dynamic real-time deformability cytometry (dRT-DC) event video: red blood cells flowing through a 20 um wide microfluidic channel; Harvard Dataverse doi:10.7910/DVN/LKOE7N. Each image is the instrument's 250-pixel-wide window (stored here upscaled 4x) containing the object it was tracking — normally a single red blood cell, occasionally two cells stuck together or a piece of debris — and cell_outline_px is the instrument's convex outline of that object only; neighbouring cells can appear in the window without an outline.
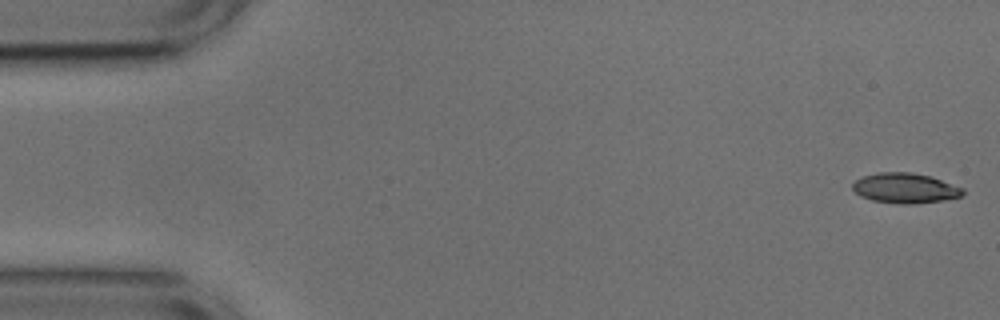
{"species": "common noctule bat (a hibernating species)", "species_latin": "Nyctalus noctula", "temperature_condition": "cold", "stored_images_in_passage": 52, "camera_frame_rate_fps": 3000, "um_per_image_px": 0.085, "animal": {"sex": "male", "body_mass_g": 17.9, "forearm_length_mm": 54.2}, "frame": {"image": 1, "passage_image": 1, "time_ms": 0.0, "image_size_px": [1000, 320], "cell_outline_px": [[964, 192], [960, 196], [944, 200], [916, 204], [900, 204], [872, 200], [860, 196], [852, 188], [852, 184], [856, 180], [864, 176], [880, 172], [912, 172], [928, 176], [964, 188]], "centroid_in_image_um": [76.92, 16.0], "position_along_channel_um": 8.1, "area_um2": 19.19}}
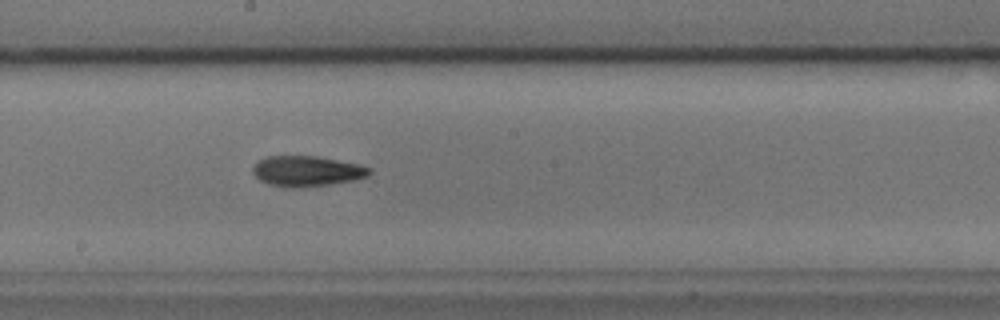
{"frame": {"image": 2, "passage_image": 28, "time_ms": 9.0, "image_size_px": [1000, 320], "cell_outline_px": [[372, 172], [368, 176], [352, 180], [332, 184], [296, 188], [288, 188], [268, 184], [260, 180], [252, 172], [252, 168], [260, 160], [268, 156], [316, 156], [360, 164], [372, 168]], "centroid_in_image_um": [26.1, 14.55], "position_along_channel_um": 222.1, "area_um2": 20.75}}
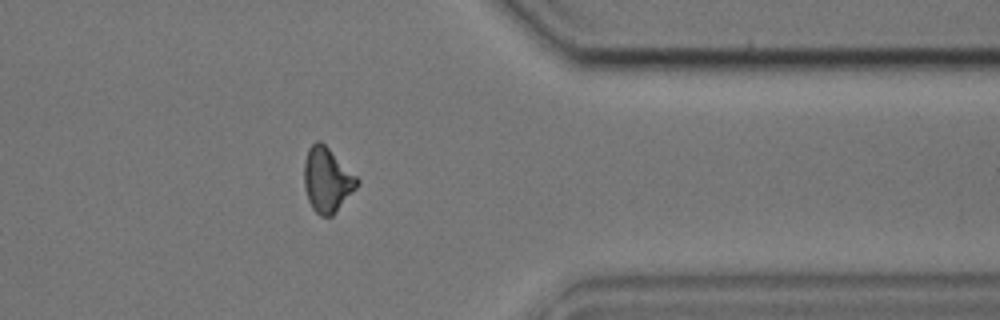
{"frame": {"image": 3, "passage_image": 42, "time_ms": 13.667, "image_size_px": [1000, 320], "cell_outline_px": [[360, 184], [332, 216], [320, 216], [312, 208], [308, 200], [304, 188], [304, 160], [308, 148], [316, 140], [320, 140], [360, 180]], "centroid_in_image_um": [27.79, 15.29], "position_along_channel_um": 383.6, "area_um2": 19.88}, "authors_computed_cell_mechanics": {"area_um2": 19.7965, "velocity_mm_per_s": 3.7547, "shape_relaxation_time_tau1_ms": 4.123, "shape_relaxation_time_tau2_ms": 7.549, "deformation_change_tau1": 0.1401, "deformation_change_tau2": 0.1696}}